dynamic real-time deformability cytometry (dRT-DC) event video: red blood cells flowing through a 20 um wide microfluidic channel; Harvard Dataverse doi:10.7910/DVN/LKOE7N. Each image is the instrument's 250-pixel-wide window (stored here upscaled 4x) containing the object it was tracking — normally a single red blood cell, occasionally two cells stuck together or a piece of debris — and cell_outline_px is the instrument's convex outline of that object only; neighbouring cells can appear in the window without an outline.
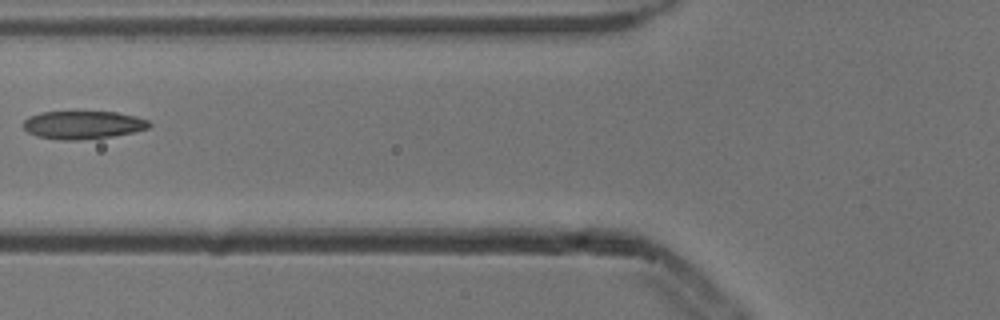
{"species": "common noctule bat (a hibernating species)", "species_latin": "Nyctalus noctula", "temperature_condition": "cold", "stored_images_in_passage": 10, "camera_frame_rate_fps": 3000, "um_per_image_px": 0.085, "animal": {"sex": "male", "body_mass_g": 13.3}, "frame": {"image": 1, "passage_image": 9, "time_ms": 2.667, "image_size_px": [1000, 320], "cell_outline_px": [[152, 124], [148, 128], [132, 132], [112, 136], [80, 140], [60, 140], [36, 136], [28, 132], [24, 128], [24, 120], [28, 116], [40, 112], [116, 112], [136, 116], [148, 120]], "centroid_in_image_um": [7.04, 10.61], "position_along_channel_um": 118.8, "area_um2": 20.58}}
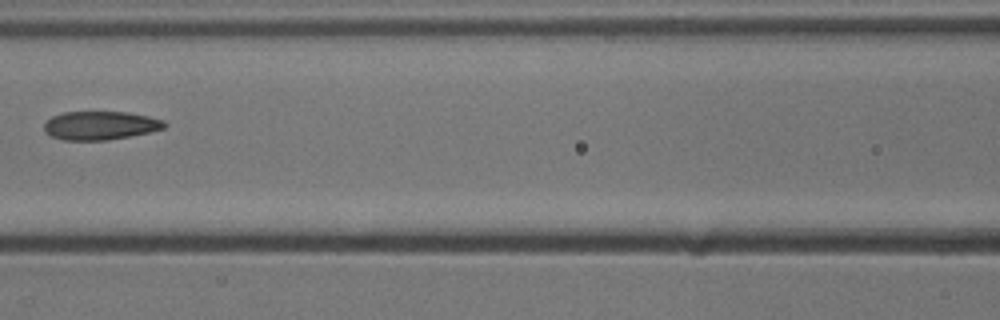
{"frame": {"image": 2, "passage_image": 10, "time_ms": 3.0, "image_size_px": [1000, 320], "cell_outline_px": [[168, 124], [164, 128], [148, 132], [108, 140], [64, 140], [48, 136], [44, 132], [44, 124], [52, 116], [64, 112], [128, 112], [148, 116], [164, 120]], "centroid_in_image_um": [8.5, 10.67], "position_along_channel_um": 158.1, "area_um2": 20.06}}